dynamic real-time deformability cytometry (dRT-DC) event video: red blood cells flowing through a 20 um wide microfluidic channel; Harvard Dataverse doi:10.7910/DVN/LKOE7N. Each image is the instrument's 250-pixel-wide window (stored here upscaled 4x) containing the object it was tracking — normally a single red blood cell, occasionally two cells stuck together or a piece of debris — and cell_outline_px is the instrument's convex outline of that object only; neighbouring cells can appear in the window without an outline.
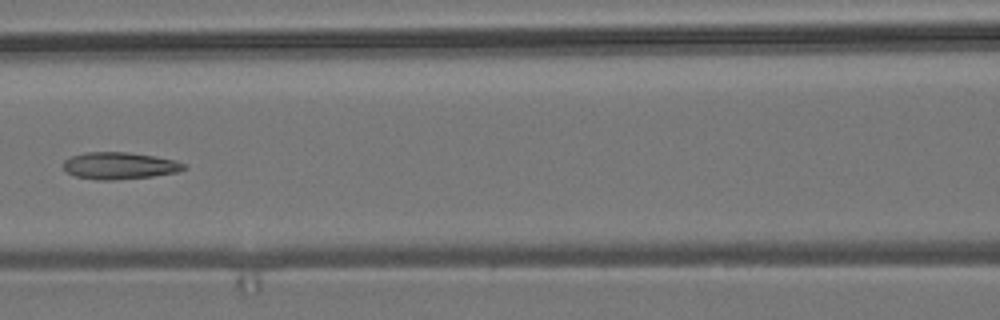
{"species": "common noctule bat (a hibernating species)", "species_latin": "Nyctalus noctula", "temperature_condition": "room temperature", "stored_images_in_passage": 9, "camera_frame_rate_fps": 3000, "um_per_image_px": 0.085, "animal": {"sex": "male", "body_mass_g": 19.2, "forearm_length_mm": 51.8}, "frame": {"image": 1, "passage_image": 6, "time_ms": 1.667, "image_size_px": [1000, 320], "cell_outline_px": [[188, 168], [176, 172], [152, 176], [112, 180], [96, 180], [76, 176], [68, 172], [64, 168], [64, 160], [72, 156], [84, 152], [128, 152], [176, 160], [184, 164]], "centroid_in_image_um": [10.16, 14.08], "position_along_channel_um": 156.4, "area_um2": 18.79}}
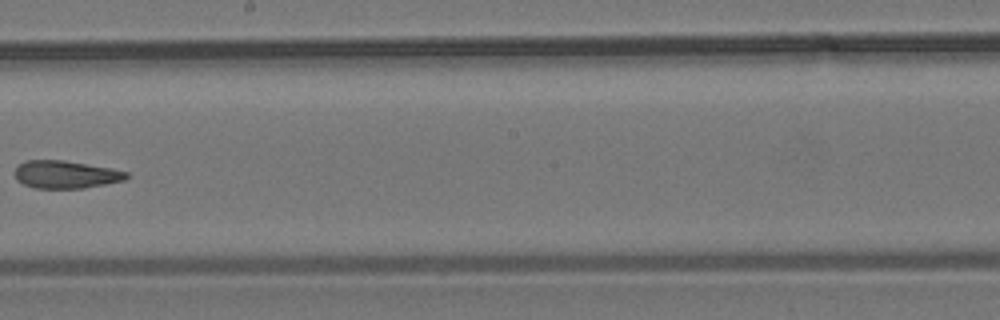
{"frame": {"image": 2, "passage_image": 8, "time_ms": 2.333, "image_size_px": [1000, 320], "cell_outline_px": [[128, 176], [124, 180], [84, 188], [36, 188], [24, 184], [16, 180], [16, 168], [24, 160], [64, 160], [112, 168], [128, 172]], "centroid_in_image_um": [5.59, 14.82], "position_along_channel_um": 242.6, "area_um2": 17.92}}
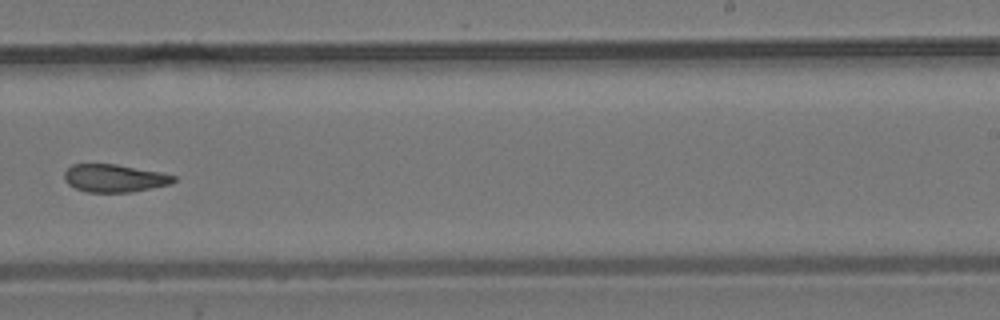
{"frame": {"image": 3, "passage_image": 9, "time_ms": 2.667, "image_size_px": [1000, 320], "cell_outline_px": [[176, 180], [172, 184], [132, 192], [88, 192], [76, 188], [68, 184], [64, 180], [64, 172], [72, 164], [116, 164], [160, 172], [176, 176]], "centroid_in_image_um": [9.74, 15.14], "position_along_channel_um": 279.3, "area_um2": 17.74}}